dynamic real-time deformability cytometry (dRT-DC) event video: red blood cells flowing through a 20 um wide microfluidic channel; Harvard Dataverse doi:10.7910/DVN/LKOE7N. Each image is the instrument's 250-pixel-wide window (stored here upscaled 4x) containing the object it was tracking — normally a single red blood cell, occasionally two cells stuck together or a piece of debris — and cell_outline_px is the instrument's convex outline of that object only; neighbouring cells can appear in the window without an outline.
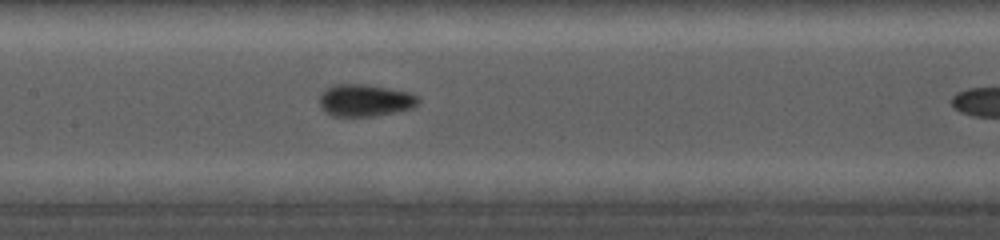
{"species": "common noctule bat (a hibernating species)", "species_latin": "Nyctalus noctula", "temperature_condition": "cold", "stored_images_in_passage": 5, "camera_frame_rate_fps": 5000, "um_per_image_px": 0.085, "animal": {"sex": "female", "body_mass_g": 19.0, "forearm_length_mm": 56.7}, "frame": {"image": 1, "passage_image": 5, "time_ms": 3.6, "image_size_px": [1000, 240], "cell_outline_px": [[420, 100], [412, 108], [372, 116], [332, 116], [324, 112], [320, 108], [320, 96], [324, 88], [332, 84], [368, 84], [408, 92], [416, 96]], "centroid_in_image_um": [30.95, 8.52], "position_along_channel_um": 176.4, "area_um2": 18.5}}